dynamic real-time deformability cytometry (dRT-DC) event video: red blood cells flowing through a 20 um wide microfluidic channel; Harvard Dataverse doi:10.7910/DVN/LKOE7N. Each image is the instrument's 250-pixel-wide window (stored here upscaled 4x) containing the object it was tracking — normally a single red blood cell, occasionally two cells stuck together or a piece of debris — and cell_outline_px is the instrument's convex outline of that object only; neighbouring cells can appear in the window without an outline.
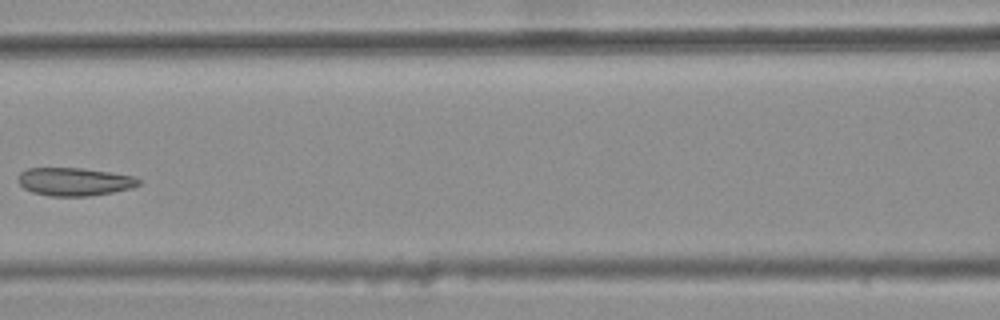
{"species": "common noctule bat (a hibernating species)", "species_latin": "Nyctalus noctula", "temperature_condition": "warm", "stored_images_in_passage": 7, "camera_frame_rate_fps": 3000, "um_per_image_px": 0.085, "animal": {"sex": "female", "body_mass_g": 25.1}, "frame": {"image": 1, "passage_image": 7, "time_ms": 2.0, "image_size_px": [1000, 320], "cell_outline_px": [[140, 184], [132, 188], [112, 192], [88, 196], [52, 196], [32, 192], [24, 188], [16, 180], [16, 176], [20, 172], [28, 168], [84, 168], [136, 176], [140, 180]], "centroid_in_image_um": [6.31, 15.43], "position_along_channel_um": 160.3, "area_um2": 19.88}}